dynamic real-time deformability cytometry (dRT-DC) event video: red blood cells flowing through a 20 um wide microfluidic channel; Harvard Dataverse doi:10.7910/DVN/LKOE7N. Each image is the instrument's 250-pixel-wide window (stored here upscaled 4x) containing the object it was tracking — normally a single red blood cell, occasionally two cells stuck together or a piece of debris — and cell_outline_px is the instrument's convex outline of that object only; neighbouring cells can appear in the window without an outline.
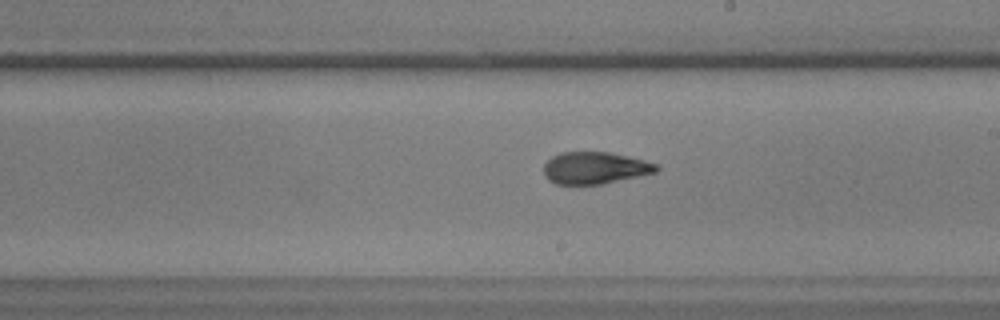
{"species": "common noctule bat (a hibernating species)", "species_latin": "Nyctalus noctula", "temperature_condition": "warm", "stored_images_in_passage": 24, "camera_frame_rate_fps": 3000, "um_per_image_px": 0.085, "animal": {"sex": "male", "body_mass_g": 17.9, "forearm_length_mm": 54.2}, "frame": {"image": 1, "passage_image": 14, "time_ms": 4.333, "image_size_px": [1000, 320], "cell_outline_px": [[660, 168], [656, 172], [600, 184], [556, 184], [548, 180], [544, 176], [544, 164], [552, 156], [560, 152], [608, 152], [628, 156], [644, 160], [656, 164]], "centroid_in_image_um": [50.53, 14.27], "position_along_channel_um": 238.5, "area_um2": 20.87}}
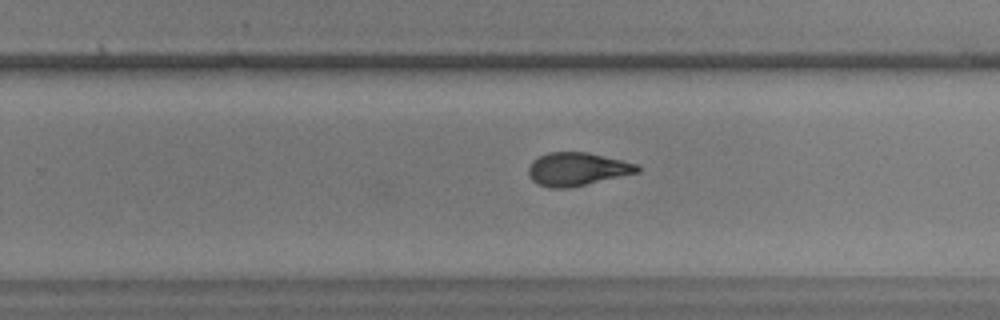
{"frame": {"image": 2, "passage_image": 17, "time_ms": 5.333, "image_size_px": [1000, 320], "cell_outline_px": [[640, 172], [568, 188], [548, 188], [536, 184], [528, 176], [528, 168], [532, 160], [548, 152], [588, 152], [640, 164]], "centroid_in_image_um": [49.05, 14.37], "position_along_channel_um": 280.8, "area_um2": 21.27}}